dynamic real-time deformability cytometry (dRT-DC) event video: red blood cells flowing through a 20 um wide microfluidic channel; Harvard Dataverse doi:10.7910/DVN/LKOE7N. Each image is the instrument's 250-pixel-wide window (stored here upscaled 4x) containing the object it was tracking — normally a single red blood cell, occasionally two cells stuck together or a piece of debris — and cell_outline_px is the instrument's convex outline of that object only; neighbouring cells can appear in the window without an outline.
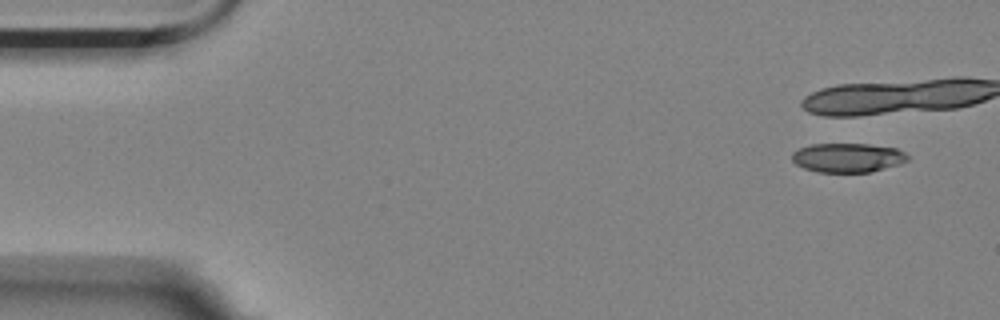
{"species": "Egyptian fruit bat (a non-hibernating species)", "species_latin": "Rousettus aegyptiacus", "temperature_condition": "room temperature", "stored_images_in_passage": 6, "camera_frame_rate_fps": 3000, "um_per_image_px": 0.085, "animal": {"sex": "female"}, "frame": {"image": 1, "passage_image": 2, "time_ms": 0.333, "image_size_px": [1000, 320], "cell_outline_px": [[908, 160], [900, 164], [872, 172], [816, 172], [804, 168], [796, 164], [792, 160], [792, 152], [800, 148], [812, 144], [868, 144], [896, 148], [904, 152], [908, 156]], "centroid_in_image_um": [72.06, 13.41], "position_along_channel_um": 12.9, "area_um2": 19.71}}
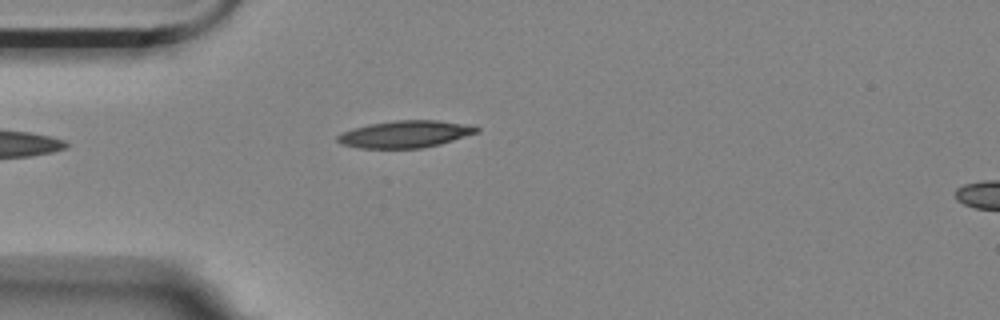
{"frame": {"image": 2, "passage_image": 6, "time_ms": 1.667, "image_size_px": [1000, 320], "cell_outline_px": [[480, 132], [440, 144], [420, 148], [360, 148], [340, 144], [336, 140], [336, 136], [352, 128], [368, 124], [396, 120], [436, 120], [472, 124], [480, 128]], "centroid_in_image_um": [34.47, 11.39], "position_along_channel_um": 50.5, "area_um2": 22.14}}